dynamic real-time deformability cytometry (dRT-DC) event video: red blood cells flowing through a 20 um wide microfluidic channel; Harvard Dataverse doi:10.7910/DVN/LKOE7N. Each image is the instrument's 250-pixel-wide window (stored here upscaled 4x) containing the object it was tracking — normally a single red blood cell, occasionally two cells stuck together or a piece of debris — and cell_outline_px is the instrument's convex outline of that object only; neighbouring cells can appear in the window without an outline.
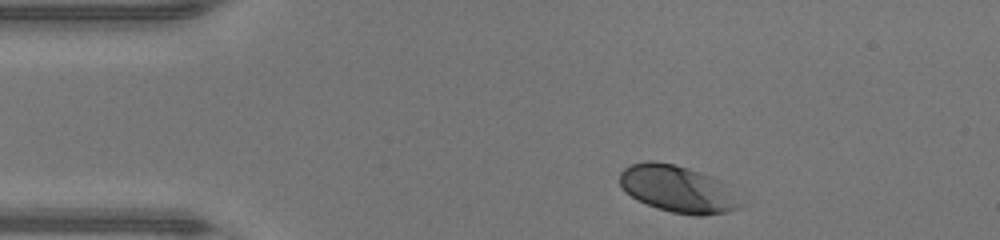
{"species": "human", "species_latin": "Homo sapiens", "temperature_condition": "warm", "stored_images_in_passage": 33, "camera_frame_rate_fps": 3000, "um_per_image_px": 0.085, "donor": {"sex": "male"}, "frame": {"image": 1, "passage_image": 1, "time_ms": 0.0, "image_size_px": [1000, 240], "cell_outline_px": [[740, 208], [728, 212], [704, 216], [692, 216], [672, 212], [656, 208], [636, 200], [624, 192], [620, 184], [620, 172], [624, 168], [632, 164], [648, 160], [652, 160], [672, 164], [688, 168], [712, 176], [732, 184], [740, 204]], "centroid_in_image_um": [57.64, 16.07], "position_along_channel_um": 27.4, "area_um2": 33.64}}
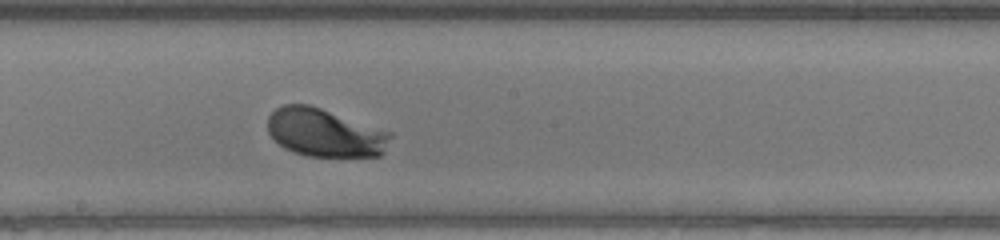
{"frame": {"image": 2, "passage_image": 19, "time_ms": 6.0, "image_size_px": [1000, 240], "cell_outline_px": [[392, 136], [384, 152], [380, 156], [308, 156], [292, 152], [284, 148], [268, 132], [268, 116], [276, 108], [284, 104], [308, 104], [392, 132]], "centroid_in_image_um": [27.62, 11.28], "position_along_channel_um": 220.6, "area_um2": 34.33}}
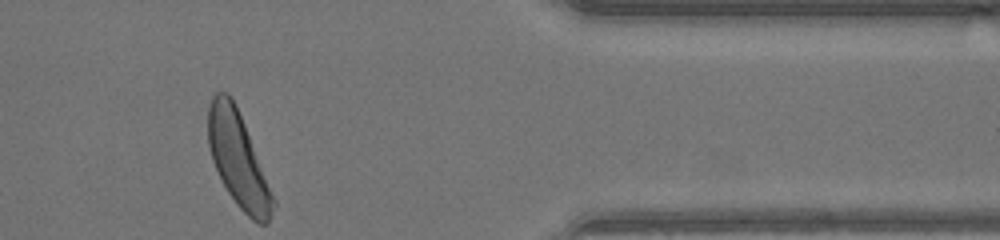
{"frame": {"image": 3, "passage_image": 33, "time_ms": 10.667, "image_size_px": [1000, 240], "cell_outline_px": [[276, 204], [268, 224], [260, 224], [252, 220], [236, 204], [228, 192], [212, 160], [208, 144], [208, 108], [212, 96], [216, 92], [228, 92], [232, 96], [244, 124], [276, 200]], "centroid_in_image_um": [20.25, 13.58], "position_along_channel_um": 391.1, "area_um2": 35.49}, "authors_computed_cell_mechanics": {"area_um2": 33.6974, "velocity_mm_per_s": 4.2558, "shape_relaxation_time_tau1_ms": 1.1002, "shape_relaxation_time_tau2_ms": null, "deformation_change_tau1": 0.1218, "deformation_change_tau2": null}}